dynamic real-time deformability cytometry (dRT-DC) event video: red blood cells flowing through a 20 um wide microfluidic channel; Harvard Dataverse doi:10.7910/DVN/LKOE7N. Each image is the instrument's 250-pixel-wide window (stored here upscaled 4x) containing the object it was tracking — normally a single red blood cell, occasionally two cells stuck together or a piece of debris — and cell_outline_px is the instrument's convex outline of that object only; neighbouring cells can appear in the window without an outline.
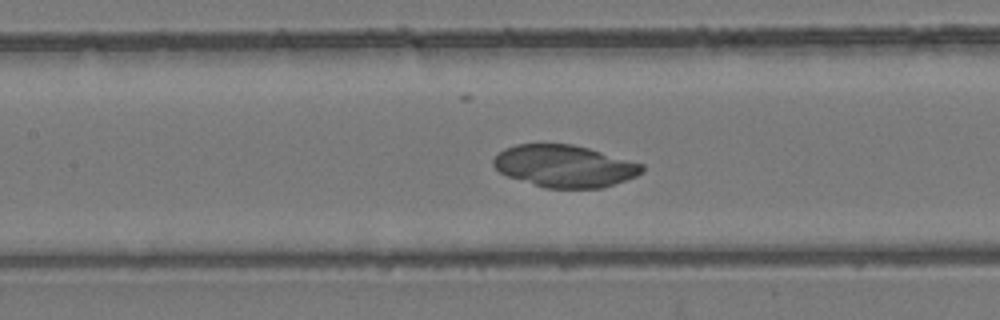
{"species": "common noctule bat (a hibernating species)", "species_latin": "Nyctalus noctula", "temperature_condition": "room temperature", "stored_images_in_passage": 51, "camera_frame_rate_fps": 3000, "um_per_image_px": 0.085, "animal": {"sex": "female", "body_mass_g": 24.6, "forearm_length_mm": 56.2}, "frame": {"image": 1, "passage_image": 25, "time_ms": 8.0, "image_size_px": [1000, 320], "cell_outline_px": [[644, 172], [636, 176], [604, 188], [544, 188], [508, 176], [500, 172], [492, 164], [492, 160], [504, 148], [516, 144], [572, 144], [588, 148], [644, 164]], "centroid_in_image_um": [48.0, 14.12], "position_along_channel_um": 159.4, "area_um2": 36.47}}